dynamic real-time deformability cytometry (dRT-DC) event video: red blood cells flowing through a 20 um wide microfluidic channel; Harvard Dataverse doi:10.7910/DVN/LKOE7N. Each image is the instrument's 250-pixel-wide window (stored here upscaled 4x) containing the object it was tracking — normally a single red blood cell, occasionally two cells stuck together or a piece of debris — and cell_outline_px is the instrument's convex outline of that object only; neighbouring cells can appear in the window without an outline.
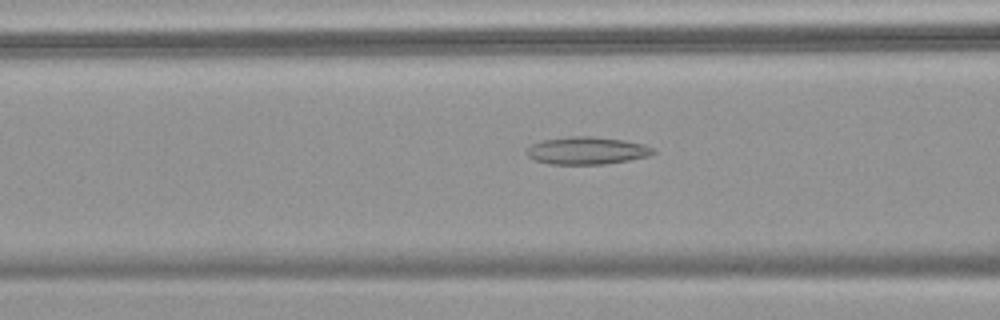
{"species": "common noctule bat (a hibernating species)", "species_latin": "Nyctalus noctula", "temperature_condition": "warm", "stored_images_in_passage": 37, "camera_frame_rate_fps": 3000, "um_per_image_px": 0.085, "animal": {"sex": "female", "body_mass_g": 18.4}, "frame": {"image": 1, "passage_image": 11, "time_ms": 3.333, "image_size_px": [1000, 320], "cell_outline_px": [[656, 152], [648, 156], [628, 160], [604, 164], [548, 164], [536, 160], [528, 156], [528, 148], [532, 144], [544, 140], [568, 136], [592, 136], [624, 140], [644, 144], [652, 148]], "centroid_in_image_um": [49.9, 12.8], "position_along_channel_um": 116.7, "area_um2": 20.11}}
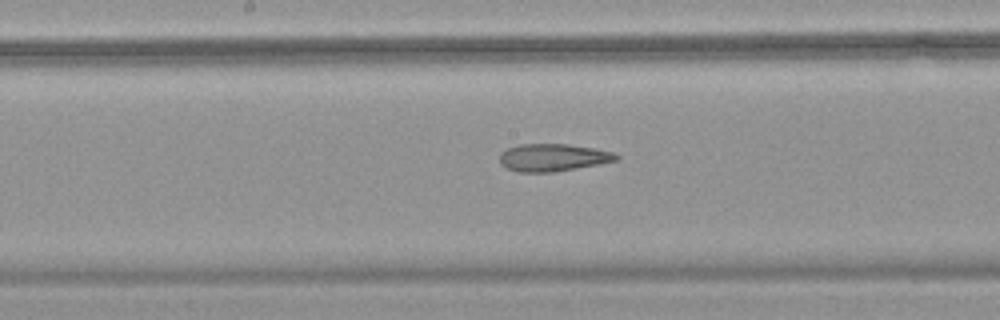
{"frame": {"image": 2, "passage_image": 17, "time_ms": 5.333, "image_size_px": [1000, 320], "cell_outline_px": [[620, 156], [616, 160], [600, 164], [552, 172], [520, 172], [504, 168], [500, 164], [500, 152], [508, 148], [520, 144], [568, 144], [596, 148], [616, 152]], "centroid_in_image_um": [47.01, 13.38], "position_along_channel_um": 201.2, "area_um2": 18.84}}
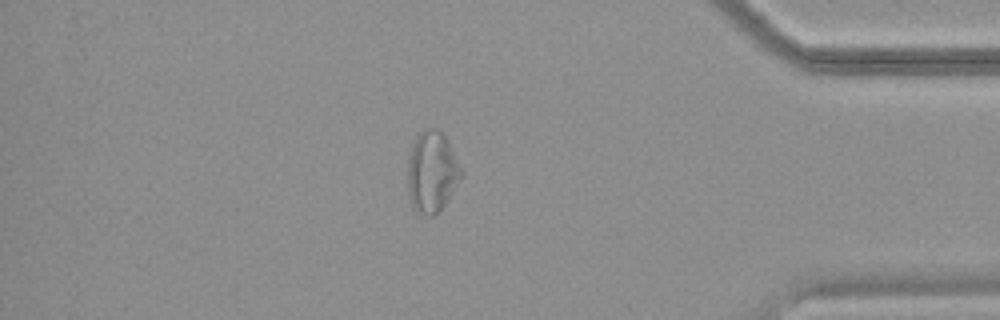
{"frame": {"image": 3, "passage_image": 33, "time_ms": 10.667, "image_size_px": [1000, 320], "cell_outline_px": [[464, 176], [444, 204], [432, 216], [428, 216], [416, 208], [412, 204], [408, 192], [408, 160], [412, 144], [416, 136], [424, 128], [432, 128], [440, 132], [444, 136], [460, 164], [464, 172]], "centroid_in_image_um": [36.73, 14.58], "position_along_channel_um": 398.5, "area_um2": 24.91}}